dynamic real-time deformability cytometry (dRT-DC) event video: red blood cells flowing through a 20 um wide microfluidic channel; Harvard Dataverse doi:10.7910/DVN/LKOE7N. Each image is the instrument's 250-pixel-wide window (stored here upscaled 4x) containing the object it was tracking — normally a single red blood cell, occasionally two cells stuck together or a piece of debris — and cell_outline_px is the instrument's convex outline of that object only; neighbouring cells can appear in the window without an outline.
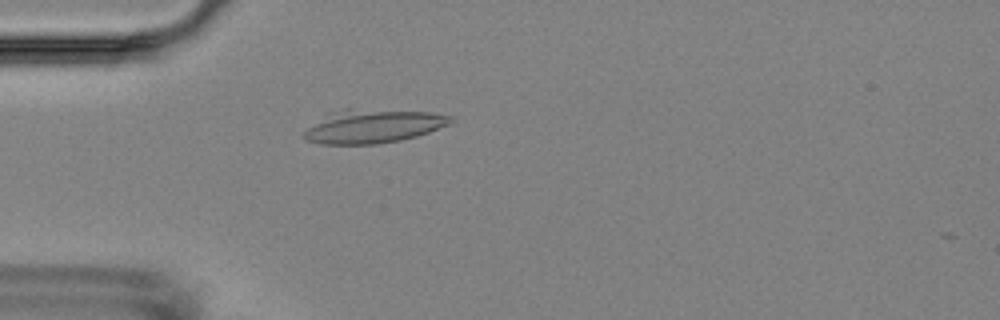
{"species": "Egyptian fruit bat (a non-hibernating species)", "species_latin": "Rousettus aegyptiacus", "temperature_condition": "room temperature", "stored_images_in_passage": 4, "camera_frame_rate_fps": 3000, "um_per_image_px": 0.085, "animal": {"sex": "female"}, "frame": {"image": 1, "passage_image": 4, "time_ms": 3.333, "image_size_px": [1000, 320], "cell_outline_px": [[456, 120], [448, 124], [428, 132], [416, 136], [400, 140], [376, 144], [320, 144], [304, 140], [300, 136], [324, 112], [344, 108], [348, 108], [432, 112], [452, 116]], "centroid_in_image_um": [31.62, 10.71], "position_along_channel_um": 53.4, "area_um2": 29.25}}